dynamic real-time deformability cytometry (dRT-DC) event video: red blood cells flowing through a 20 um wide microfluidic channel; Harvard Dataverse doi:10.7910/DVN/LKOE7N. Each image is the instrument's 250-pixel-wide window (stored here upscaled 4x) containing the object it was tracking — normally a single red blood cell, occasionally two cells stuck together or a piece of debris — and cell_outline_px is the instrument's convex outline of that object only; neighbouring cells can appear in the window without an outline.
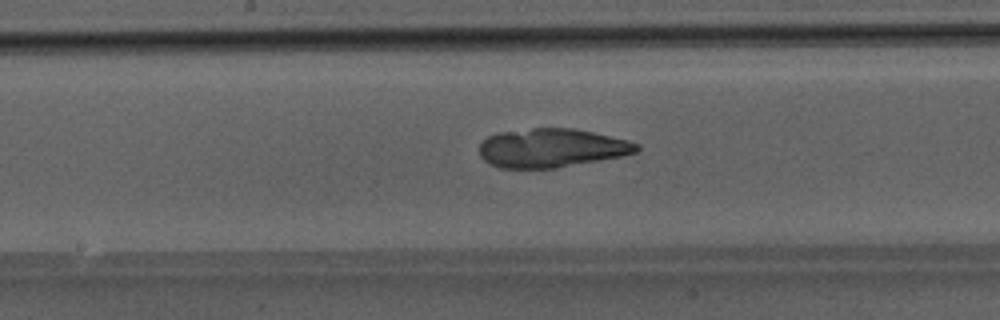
{"species": "Egyptian fruit bat (a non-hibernating species)", "species_latin": "Rousettus aegyptiacus", "temperature_condition": "room temperature", "stored_images_in_passage": 34, "camera_frame_rate_fps": 3000, "um_per_image_px": 0.085, "animal": {"sex": "male"}, "frame": {"image": 1, "passage_image": 11, "time_ms": 3.333, "image_size_px": [1000, 320], "cell_outline_px": [[640, 148], [636, 152], [620, 156], [556, 168], [500, 168], [488, 164], [480, 156], [480, 144], [488, 136], [500, 132], [532, 128], [576, 128], [628, 140], [640, 144]], "centroid_in_image_um": [46.87, 12.57], "position_along_channel_um": 201.3, "area_um2": 35.55}}
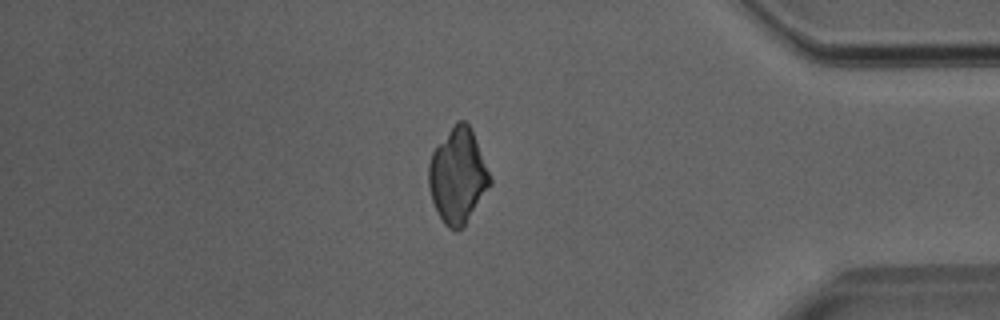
{"frame": {"image": 2, "passage_image": 27, "time_ms": 8.667, "image_size_px": [1000, 320], "cell_outline_px": [[492, 184], [464, 224], [456, 232], [448, 228], [444, 224], [432, 200], [428, 188], [428, 164], [432, 152], [456, 120], [464, 120], [468, 124], [472, 132], [492, 180]], "centroid_in_image_um": [38.88, 14.95], "position_along_channel_um": 396.3, "area_um2": 33.41}}
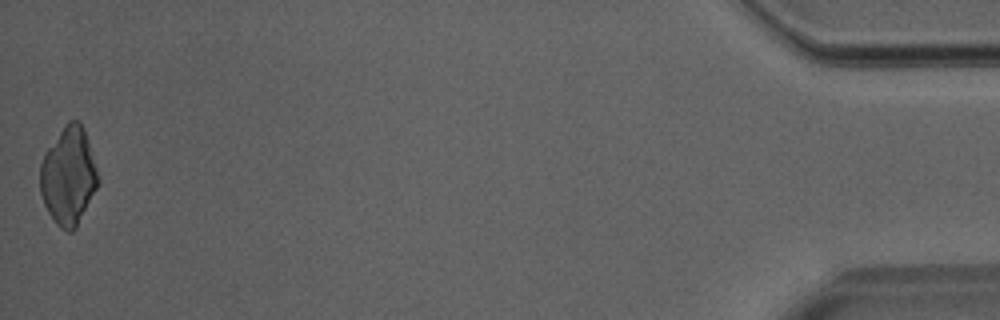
{"frame": {"image": 3, "passage_image": 34, "time_ms": 11.0, "image_size_px": [1000, 320], "cell_outline_px": [[100, 184], [76, 228], [72, 232], [68, 232], [60, 228], [56, 224], [48, 212], [44, 204], [40, 192], [40, 164], [48, 148], [64, 124], [68, 120], [76, 120], [84, 128], [100, 180]], "centroid_in_image_um": [5.83, 15.0], "position_along_channel_um": 429.4, "area_um2": 33.06}}